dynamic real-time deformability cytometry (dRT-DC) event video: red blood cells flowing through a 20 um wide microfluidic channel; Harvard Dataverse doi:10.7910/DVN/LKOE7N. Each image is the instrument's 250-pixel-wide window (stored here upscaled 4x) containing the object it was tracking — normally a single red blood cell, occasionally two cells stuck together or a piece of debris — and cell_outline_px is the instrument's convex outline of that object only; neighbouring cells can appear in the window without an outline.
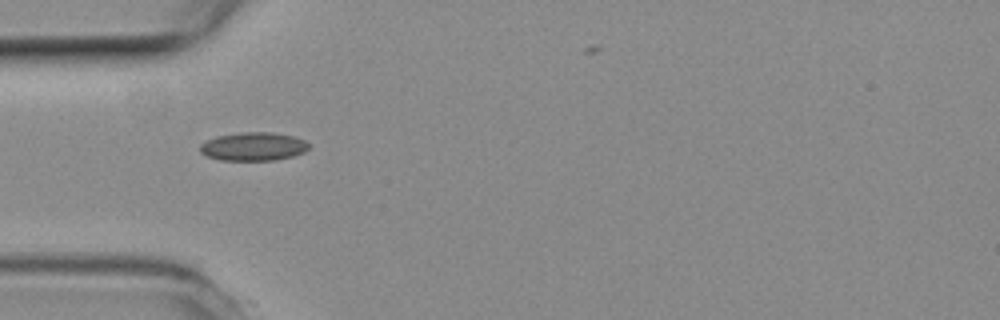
{"species": "common noctule bat (a hibernating species)", "species_latin": "Nyctalus noctula", "temperature_condition": "room temperature", "stored_images_in_passage": 31, "camera_frame_rate_fps": 3000, "um_per_image_px": 0.085, "animal": {"sex": "female", "body_mass_g": 19.3, "forearm_length_mm": 54.1}, "frame": {"image": 1, "passage_image": 1, "time_ms": 0.0, "image_size_px": [1000, 320], "cell_outline_px": [[308, 148], [304, 152], [292, 156], [272, 160], [220, 160], [208, 156], [200, 152], [200, 144], [216, 136], [244, 132], [272, 132], [292, 136], [304, 140], [308, 144]], "centroid_in_image_um": [21.52, 12.45], "position_along_channel_um": 63.5, "area_um2": 17.8}}
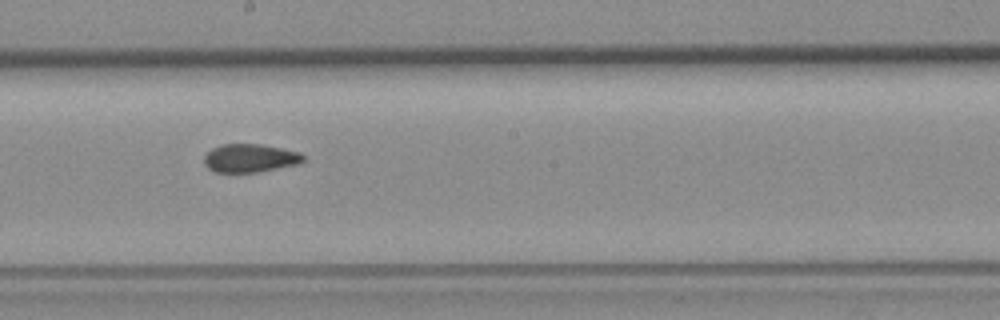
{"frame": {"image": 2, "passage_image": 14, "time_ms": 4.333, "image_size_px": [1000, 320], "cell_outline_px": [[304, 160], [300, 164], [256, 172], [216, 172], [208, 168], [204, 164], [204, 156], [212, 148], [224, 144], [260, 144], [300, 152], [304, 156]], "centroid_in_image_um": [21.26, 13.44], "position_along_channel_um": 226.9, "area_um2": 16.3}}
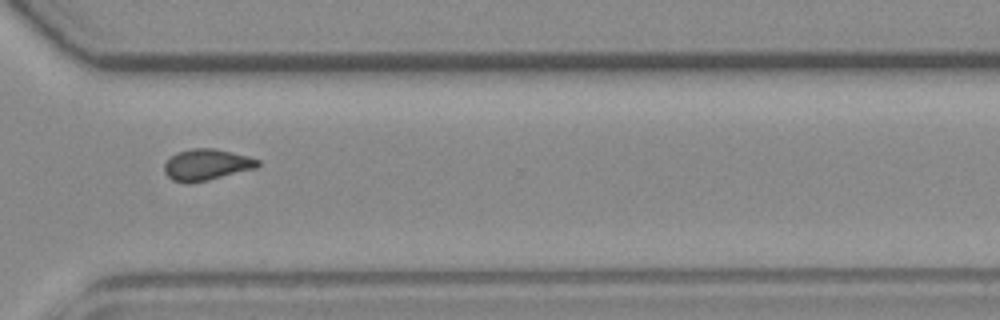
{"frame": {"image": 3, "passage_image": 24, "time_ms": 7.667, "image_size_px": [1000, 320], "cell_outline_px": [[260, 164], [256, 168], [208, 180], [188, 184], [172, 180], [164, 172], [164, 164], [176, 152], [192, 148], [212, 148], [248, 156], [260, 160]], "centroid_in_image_um": [17.54, 14.01], "position_along_channel_um": 353.1, "area_um2": 16.99}}